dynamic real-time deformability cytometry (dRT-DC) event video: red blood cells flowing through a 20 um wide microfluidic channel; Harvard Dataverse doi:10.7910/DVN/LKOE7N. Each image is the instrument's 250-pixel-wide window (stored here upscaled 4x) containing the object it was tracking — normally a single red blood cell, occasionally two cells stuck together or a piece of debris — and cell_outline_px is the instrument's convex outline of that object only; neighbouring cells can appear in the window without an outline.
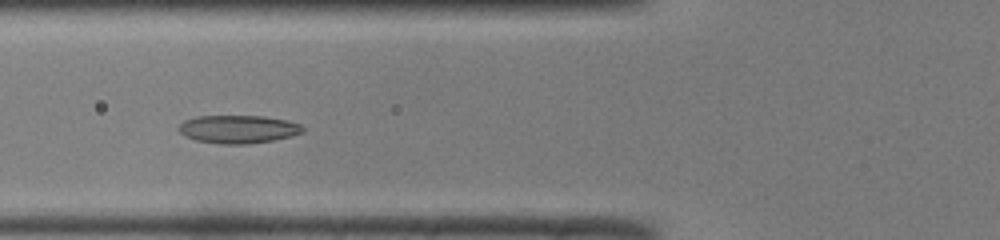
{"species": "common noctule bat (a hibernating species)", "species_latin": "Nyctalus noctula", "temperature_condition": "room temperature", "stored_images_in_passage": 47, "camera_frame_rate_fps": 3000, "um_per_image_px": 0.085, "animal": {"sex": "male", "body_mass_g": 19.0, "forearm_length_mm": 50.8}, "frame": {"image": 1, "passage_image": 17, "time_ms": 5.333, "image_size_px": [1000, 240], "cell_outline_px": [[304, 128], [300, 132], [288, 136], [272, 140], [248, 144], [220, 144], [196, 140], [184, 136], [176, 128], [184, 120], [196, 116], [264, 116], [288, 120], [300, 124]], "centroid_in_image_um": [20.18, 10.97], "position_along_channel_um": 105.6, "area_um2": 20.23}}
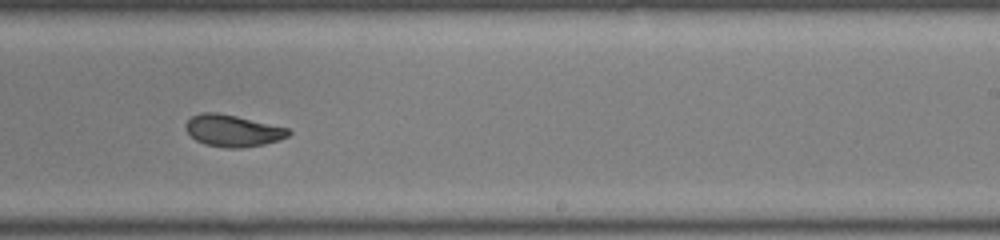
{"frame": {"image": 2, "passage_image": 29, "time_ms": 9.333, "image_size_px": [1000, 240], "cell_outline_px": [[292, 132], [288, 136], [264, 144], [240, 148], [224, 148], [204, 144], [196, 140], [184, 128], [184, 124], [192, 116], [200, 112], [216, 112], [236, 116], [288, 128]], "centroid_in_image_um": [19.75, 11.11], "position_along_channel_um": 269.3, "area_um2": 18.96}}
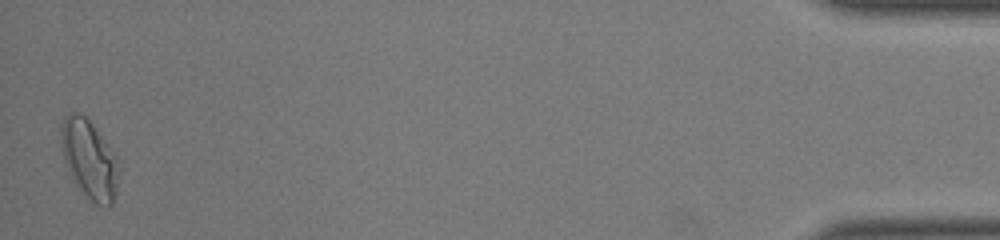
{"frame": {"image": 3, "passage_image": 47, "time_ms": 15.333, "image_size_px": [1000, 240], "cell_outline_px": [[116, 184], [112, 204], [108, 208], [96, 204], [80, 188], [72, 176], [64, 160], [60, 148], [60, 128], [64, 116], [68, 112], [80, 112], [92, 124], [108, 144], [116, 156]], "centroid_in_image_um": [7.53, 13.47], "position_along_channel_um": 427.7, "area_um2": 25.84}, "authors_computed_cell_mechanics": {"area_um2": 20.23, "velocity_mm_per_s": 4.0952, "shape_relaxation_time_tau1_ms": null, "shape_relaxation_time_tau2_ms": 1.8885, "deformation_change_tau1": null, "deformation_change_tau2": 0.0549}}